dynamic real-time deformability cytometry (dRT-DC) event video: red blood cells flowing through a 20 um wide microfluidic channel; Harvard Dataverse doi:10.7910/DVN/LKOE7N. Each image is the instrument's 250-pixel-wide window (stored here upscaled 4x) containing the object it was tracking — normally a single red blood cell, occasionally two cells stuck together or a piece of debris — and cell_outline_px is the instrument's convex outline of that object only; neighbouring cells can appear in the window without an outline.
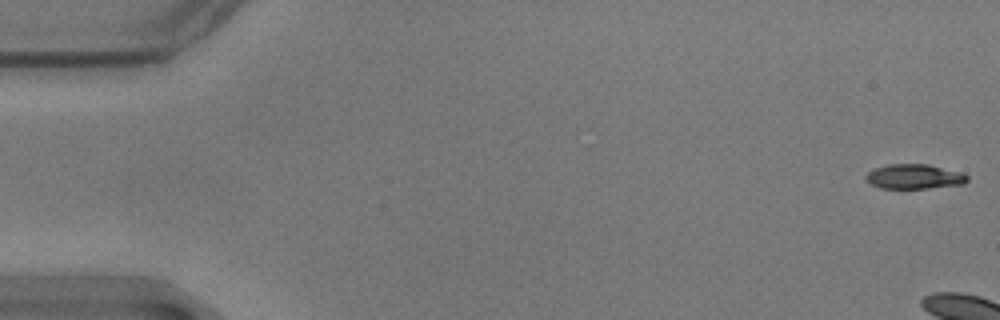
{"species": "common noctule bat (a hibernating species)", "species_latin": "Nyctalus noctula", "temperature_condition": "warm", "stored_images_in_passage": 6, "camera_frame_rate_fps": 3000, "um_per_image_px": 0.085, "animal": {"sex": "male", "body_mass_g": 17.9}, "frame": {"image": 1, "passage_image": 1, "time_ms": 0.0, "image_size_px": [1000, 320], "cell_outline_px": [[968, 180], [964, 184], [928, 188], [880, 188], [872, 184], [864, 176], [872, 168], [888, 164], [928, 164], [964, 172], [968, 176]], "centroid_in_image_um": [77.74, 14.99], "position_along_channel_um": 7.3, "area_um2": 14.74}}